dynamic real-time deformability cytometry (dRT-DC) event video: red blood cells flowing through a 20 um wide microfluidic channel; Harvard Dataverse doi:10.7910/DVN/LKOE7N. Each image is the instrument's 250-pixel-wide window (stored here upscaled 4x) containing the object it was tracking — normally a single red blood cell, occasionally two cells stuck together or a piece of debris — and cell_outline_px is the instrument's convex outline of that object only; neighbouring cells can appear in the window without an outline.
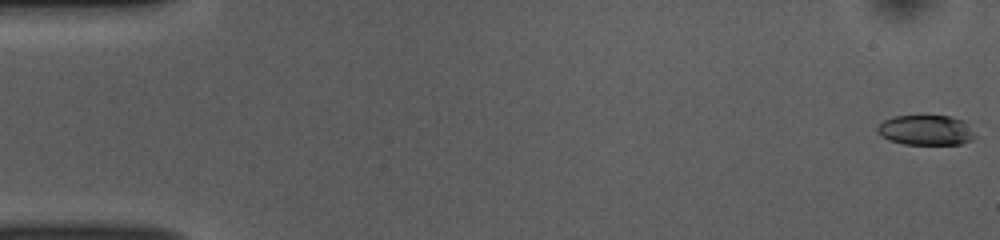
{"species": "common noctule bat (a hibernating species)", "species_latin": "Nyctalus noctula", "temperature_condition": "room temperature", "stored_images_in_passage": 52, "camera_frame_rate_fps": 3000, "um_per_image_px": 0.085, "animal": {"sex": "female", "body_mass_g": 10.0, "forearm_length_mm": 53.1}, "frame": {"image": 1, "passage_image": 1, "time_ms": 0.0, "image_size_px": [1000, 240], "cell_outline_px": [[976, 136], [972, 140], [960, 144], [904, 144], [888, 140], [880, 136], [876, 128], [884, 120], [896, 116], [948, 116], [964, 120]], "centroid_in_image_um": [78.69, 11.07], "position_along_channel_um": 6.3, "area_um2": 17.05}}
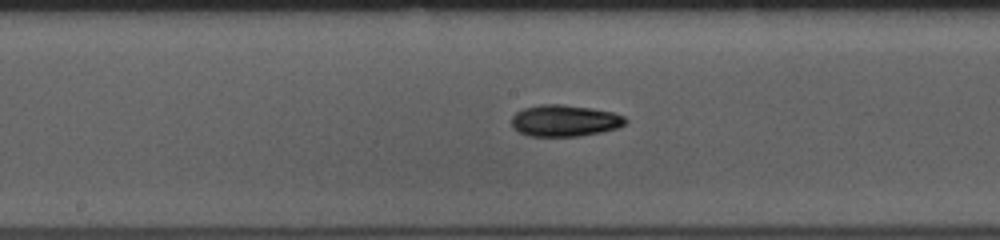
{"frame": {"image": 2, "passage_image": 27, "time_ms": 8.667, "image_size_px": [1000, 240], "cell_outline_px": [[628, 120], [624, 124], [616, 128], [600, 132], [580, 136], [528, 136], [512, 128], [512, 116], [516, 112], [524, 108], [540, 104], [564, 104], [592, 108], [612, 112], [624, 116]], "centroid_in_image_um": [47.98, 10.25], "position_along_channel_um": 200.2, "area_um2": 20.98}}
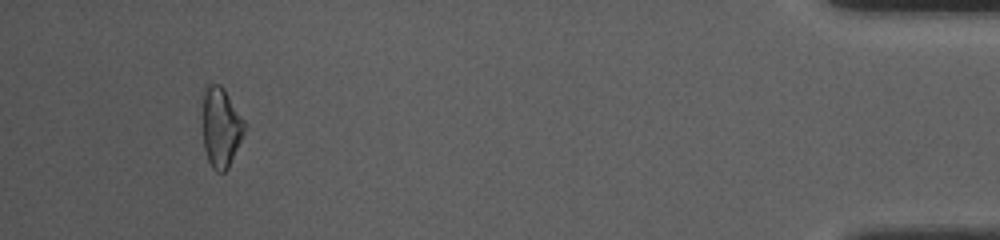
{"frame": {"image": 3, "passage_image": 49, "time_ms": 16.0, "image_size_px": [1000, 240], "cell_outline_px": [[244, 132], [228, 168], [224, 172], [216, 172], [212, 168], [208, 160], [204, 148], [200, 124], [204, 88], [208, 84], [220, 84], [224, 88], [244, 120]], "centroid_in_image_um": [18.71, 10.8], "position_along_channel_um": 416.5, "area_um2": 19.88}, "authors_computed_cell_mechanics": {"area_um2": 19.3919, "velocity_mm_per_s": 3.8881, "shape_relaxation_time_tau1_ms": 2.877, "shape_relaxation_time_tau2_ms": 10.2282, "deformation_change_tau1": 0.1257, "deformation_change_tau2": 0.1845}}